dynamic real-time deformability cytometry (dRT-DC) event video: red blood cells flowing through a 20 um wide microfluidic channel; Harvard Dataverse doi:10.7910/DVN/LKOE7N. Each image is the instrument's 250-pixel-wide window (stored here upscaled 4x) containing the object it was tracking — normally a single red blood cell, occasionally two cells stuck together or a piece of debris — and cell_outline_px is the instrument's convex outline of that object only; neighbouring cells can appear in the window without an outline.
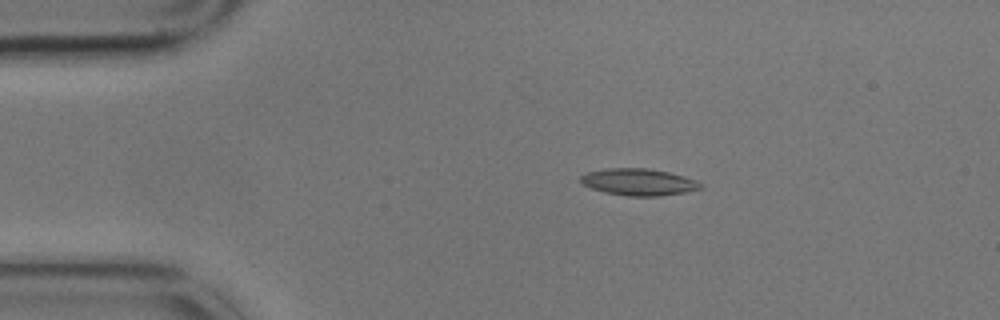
{"species": "common noctule bat (a hibernating species)", "species_latin": "Nyctalus noctula", "temperature_condition": "cold", "stored_images_in_passage": 7, "camera_frame_rate_fps": 3000, "um_per_image_px": 0.085, "animal": {"sex": "male", "body_mass_g": 17.9}, "frame": {"image": 1, "passage_image": 1, "time_ms": 0.0, "image_size_px": [1000, 320], "cell_outline_px": [[704, 188], [684, 192], [660, 196], [628, 196], [604, 192], [592, 188], [584, 184], [580, 180], [580, 176], [588, 172], [604, 168], [648, 168], [668, 172], [684, 176], [696, 180], [704, 184]], "centroid_in_image_um": [54.32, 15.47], "position_along_channel_um": 30.7, "area_um2": 18.79}}
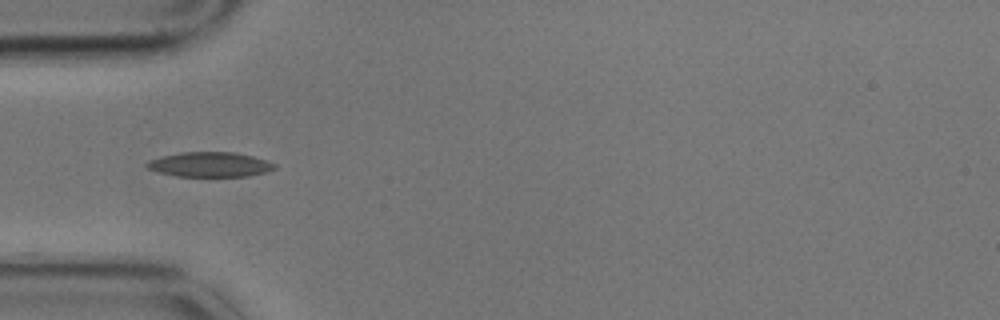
{"frame": {"image": 2, "passage_image": 3, "time_ms": 0.667, "image_size_px": [1000, 320], "cell_outline_px": [[276, 168], [268, 172], [248, 176], [176, 176], [160, 172], [148, 168], [144, 164], [148, 160], [160, 156], [184, 152], [236, 152], [268, 160], [276, 164]], "centroid_in_image_um": [17.87, 13.98], "position_along_channel_um": 67.1, "area_um2": 18.55}}
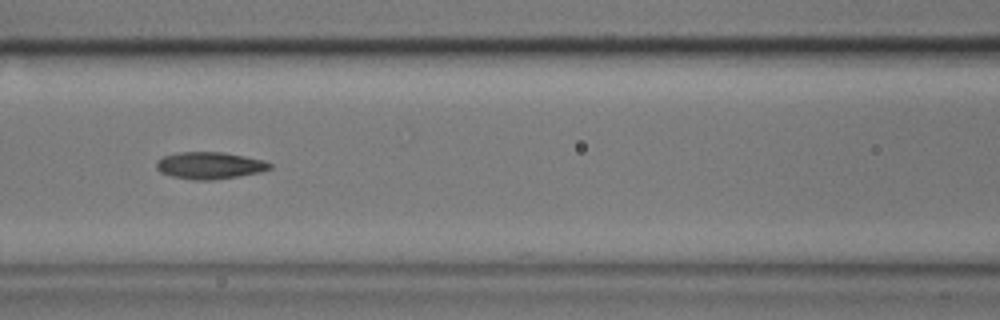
{"frame": {"image": 3, "passage_image": 5, "time_ms": 1.333, "image_size_px": [1000, 320], "cell_outline_px": [[272, 168], [260, 172], [212, 180], [192, 180], [172, 176], [160, 172], [156, 168], [156, 160], [164, 156], [176, 152], [224, 152], [264, 160], [272, 164]], "centroid_in_image_um": [17.8, 14.06], "position_along_channel_um": 148.8, "area_um2": 17.86}}